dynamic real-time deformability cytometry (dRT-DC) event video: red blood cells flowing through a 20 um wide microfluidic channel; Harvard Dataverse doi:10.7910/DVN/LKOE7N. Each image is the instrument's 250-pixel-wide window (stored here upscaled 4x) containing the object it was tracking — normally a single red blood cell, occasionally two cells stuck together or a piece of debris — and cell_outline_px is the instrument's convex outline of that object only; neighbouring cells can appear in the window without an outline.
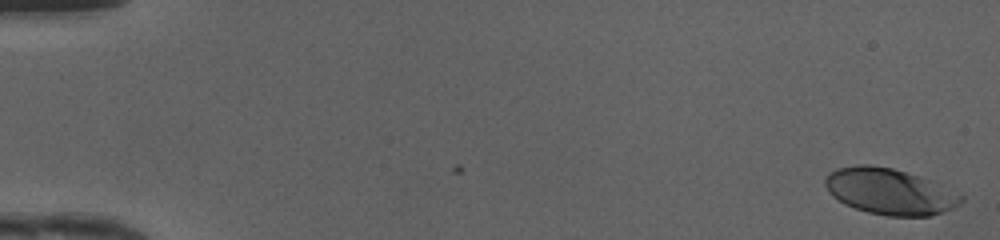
{"species": "human", "species_latin": "Homo sapiens", "temperature_condition": "cold", "stored_images_in_passage": 49, "camera_frame_rate_fps": 3000, "um_per_image_px": 0.085, "donor": {"sex": "female"}, "frame": {"image": 1, "passage_image": 1, "time_ms": 0.0, "image_size_px": [1000, 240], "cell_outline_px": [[964, 200], [960, 204], [952, 208], [928, 216], [888, 216], [868, 212], [844, 204], [832, 196], [824, 184], [824, 180], [828, 172], [836, 168], [856, 164], [868, 164], [892, 168], [920, 176], [964, 196]], "centroid_in_image_um": [75.58, 16.26], "position_along_channel_um": 9.4, "area_um2": 36.41}}
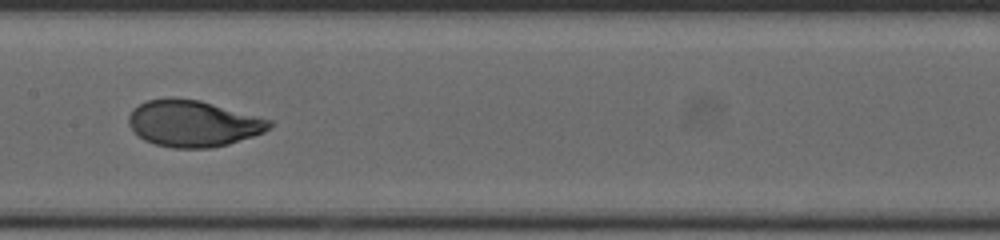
{"frame": {"image": 2, "passage_image": 26, "time_ms": 8.333, "image_size_px": [1000, 240], "cell_outline_px": [[272, 128], [264, 132], [228, 144], [212, 148], [172, 148], [156, 144], [144, 140], [128, 124], [128, 116], [132, 108], [148, 100], [168, 96], [172, 96], [200, 100], [272, 120]], "centroid_in_image_um": [16.41, 10.48], "position_along_channel_um": 191.0, "area_um2": 38.26}}
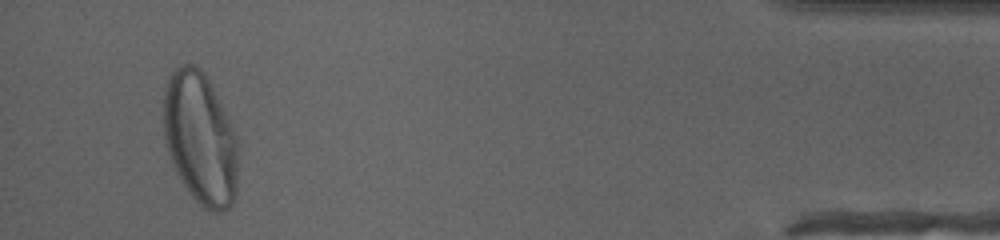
{"frame": {"image": 3, "passage_image": 47, "time_ms": 15.333, "image_size_px": [1000, 240], "cell_outline_px": [[236, 196], [232, 204], [228, 208], [220, 212], [212, 212], [204, 208], [188, 192], [176, 172], [172, 164], [164, 140], [164, 88], [172, 72], [180, 64], [192, 64], [200, 68], [204, 72], [220, 100], [236, 136]], "centroid_in_image_um": [17.0, 11.77], "position_along_channel_um": 418.2, "area_um2": 57.28}, "authors_computed_cell_mechanics": {"area_um2": 37.9168, "velocity_mm_per_s": 4.1755, "shape_relaxation_time_tau1_ms": 2.7657, "shape_relaxation_time_tau2_ms": null, "deformation_change_tau1": 0.1961, "deformation_change_tau2": null}}